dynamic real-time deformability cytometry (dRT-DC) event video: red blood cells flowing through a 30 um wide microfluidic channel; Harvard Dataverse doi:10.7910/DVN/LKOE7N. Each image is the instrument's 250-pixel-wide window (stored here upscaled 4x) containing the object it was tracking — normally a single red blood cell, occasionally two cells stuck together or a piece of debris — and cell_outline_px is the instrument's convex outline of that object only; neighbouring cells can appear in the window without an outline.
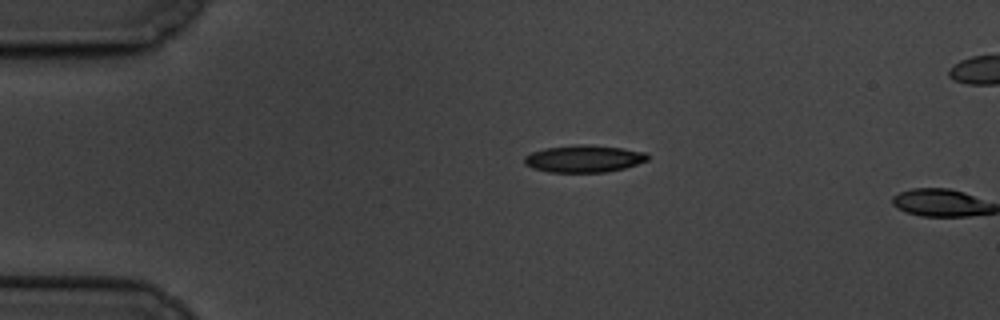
{"species": "common noctule bat (a hibernating species)", "species_latin": "Nyctalus noctula", "temperature_condition": "cold", "stored_images_in_passage": 2, "camera_frame_rate_fps": 3000, "um_per_image_px": 0.085, "animal": {"sex": "male", "body_mass_g": 19.5, "forearm_length_mm": 54.6}, "frame": {"image": 1, "passage_image": 1, "time_ms": 0.0, "image_size_px": [1000, 320], "cell_outline_px": [[648, 160], [624, 168], [604, 172], [548, 172], [532, 168], [524, 164], [524, 156], [532, 152], [544, 148], [576, 144], [588, 144], [620, 148], [644, 152], [648, 156]], "centroid_in_image_um": [49.58, 13.49], "position_along_channel_um": 35.4, "area_um2": 19.48}}